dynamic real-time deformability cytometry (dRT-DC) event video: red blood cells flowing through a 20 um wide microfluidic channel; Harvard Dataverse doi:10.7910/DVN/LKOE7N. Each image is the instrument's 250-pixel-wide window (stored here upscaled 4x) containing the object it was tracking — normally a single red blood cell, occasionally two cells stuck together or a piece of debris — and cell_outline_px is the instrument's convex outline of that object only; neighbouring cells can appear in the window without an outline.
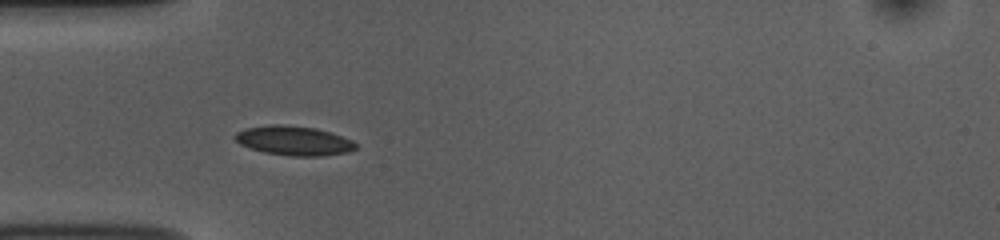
{"species": "common noctule bat (a hibernating species)", "species_latin": "Nyctalus noctula", "temperature_condition": "room temperature", "stored_images_in_passage": 9, "camera_frame_rate_fps": 3000, "um_per_image_px": 0.085, "animal": {"sex": "female", "body_mass_g": 10.0, "forearm_length_mm": 53.1}, "frame": {"image": 1, "passage_image": 6, "time_ms": 1.667, "image_size_px": [1000, 240], "cell_outline_px": [[356, 148], [348, 152], [324, 156], [292, 156], [264, 152], [240, 144], [232, 136], [236, 132], [244, 128], [268, 124], [284, 124], [316, 128], [352, 140], [356, 144]], "centroid_in_image_um": [24.94, 11.95], "position_along_channel_um": 60.1, "area_um2": 20.69}}
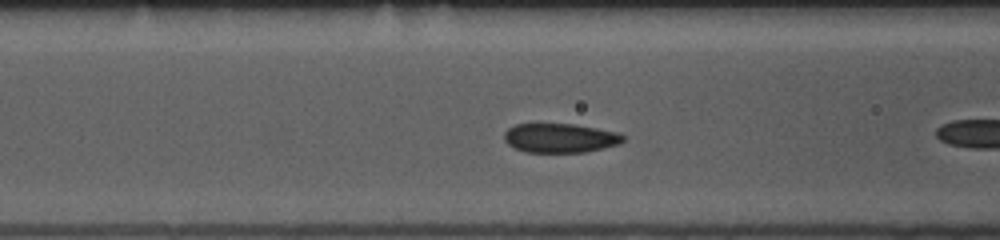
{"frame": {"image": 2, "passage_image": 8, "time_ms": 2.333, "image_size_px": [1000, 240], "cell_outline_px": [[624, 140], [620, 144], [604, 148], [584, 152], [524, 152], [508, 144], [504, 140], [504, 132], [508, 128], [516, 124], [572, 124], [620, 132], [624, 136]], "centroid_in_image_um": [47.62, 11.73], "position_along_channel_um": 119.0, "area_um2": 20.29}}